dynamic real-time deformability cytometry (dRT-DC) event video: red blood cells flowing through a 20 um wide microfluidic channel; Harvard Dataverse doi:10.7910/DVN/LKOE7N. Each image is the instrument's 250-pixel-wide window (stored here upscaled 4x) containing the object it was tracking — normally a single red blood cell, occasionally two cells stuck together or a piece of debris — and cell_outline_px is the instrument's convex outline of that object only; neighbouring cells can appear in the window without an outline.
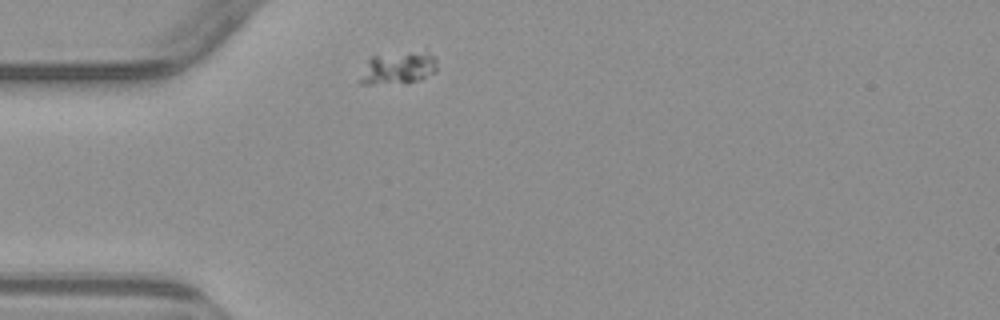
{"species": "common noctule bat (a hibernating species)", "species_latin": "Nyctalus noctula", "temperature_condition": "warm", "stored_images_in_passage": 1, "camera_frame_rate_fps": 3000, "um_per_image_px": 0.085, "animal": {"sex": "male", "body_mass_g": 23.1, "forearm_length_mm": 52.7}, "frame": {"image": 1, "passage_image": 1, "time_ms": 0.0, "image_size_px": [1000, 320], "cell_outline_px": [[436, 72], [420, 80], [372, 84], [360, 84], [360, 80], [368, 60], [372, 56], [436, 56]], "centroid_in_image_um": [33.81, 5.87], "position_along_channel_um": 51.2, "area_um2": 12.89}}